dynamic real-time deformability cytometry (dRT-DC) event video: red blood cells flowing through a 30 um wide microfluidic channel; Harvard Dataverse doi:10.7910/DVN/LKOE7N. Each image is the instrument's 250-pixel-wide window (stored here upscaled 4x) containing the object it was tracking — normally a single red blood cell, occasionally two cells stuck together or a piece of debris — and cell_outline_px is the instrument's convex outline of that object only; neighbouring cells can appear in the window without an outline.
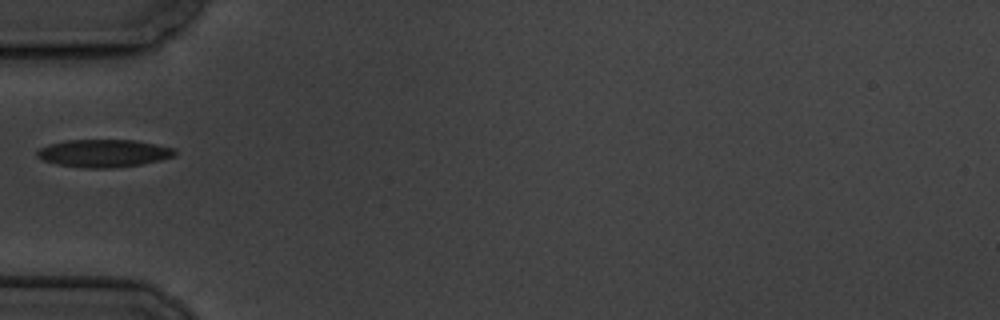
{"species": "common noctule bat (a hibernating species)", "species_latin": "Nyctalus noctula", "temperature_condition": "cold", "stored_images_in_passage": 1, "camera_frame_rate_fps": 3000, "um_per_image_px": 0.085, "animal": {"sex": "male", "body_mass_g": 19.5, "forearm_length_mm": 54.6}, "frame": {"image": 1, "passage_image": 1, "time_ms": 0.0, "image_size_px": [1000, 320], "cell_outline_px": [[176, 156], [160, 160], [140, 164], [112, 168], [88, 168], [56, 164], [44, 160], [36, 156], [36, 152], [40, 148], [48, 144], [64, 140], [136, 140], [176, 148]], "centroid_in_image_um": [8.83, 13.02], "position_along_channel_um": 76.2, "area_um2": 22.31}}